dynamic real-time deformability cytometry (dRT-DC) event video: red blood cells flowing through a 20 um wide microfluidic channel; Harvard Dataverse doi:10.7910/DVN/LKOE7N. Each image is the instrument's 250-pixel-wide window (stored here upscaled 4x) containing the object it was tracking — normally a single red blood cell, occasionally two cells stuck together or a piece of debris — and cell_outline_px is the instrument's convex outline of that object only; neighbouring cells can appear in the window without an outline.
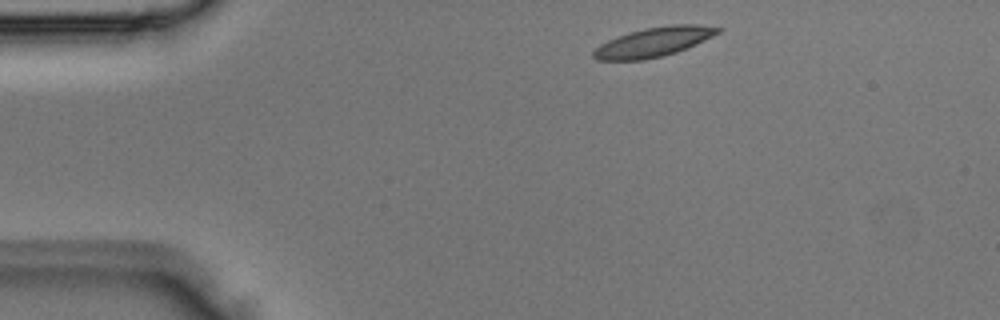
{"species": "Egyptian fruit bat (a non-hibernating species)", "species_latin": "Rousettus aegyptiacus", "temperature_condition": "room temperature", "stored_images_in_passage": 3, "segment_of_instrument_passage": [1, 2], "camera_frame_rate_fps": 3000, "um_per_image_px": 0.085, "animal": {"sex": "male"}, "frame": {"image": 1, "passage_image": 1, "time_ms": 0.0, "image_size_px": [1000, 320], "cell_outline_px": [[720, 32], [704, 40], [676, 52], [644, 60], [596, 60], [592, 56], [592, 52], [600, 44], [616, 36], [628, 32], [644, 28], [668, 24], [696, 24], [720, 28]], "centroid_in_image_um": [55.5, 3.56], "position_along_channel_um": 29.5, "area_um2": 21.21}}